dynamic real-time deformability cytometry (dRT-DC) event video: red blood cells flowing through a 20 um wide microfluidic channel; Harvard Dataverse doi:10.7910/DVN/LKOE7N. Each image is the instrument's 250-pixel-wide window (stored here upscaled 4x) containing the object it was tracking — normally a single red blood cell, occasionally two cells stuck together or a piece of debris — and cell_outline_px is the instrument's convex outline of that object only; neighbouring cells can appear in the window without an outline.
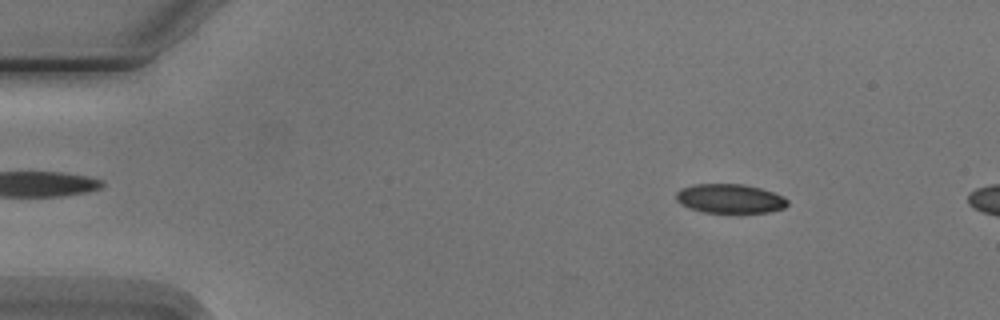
{"species": "Egyptian fruit bat (a non-hibernating species)", "species_latin": "Rousettus aegyptiacus", "temperature_condition": "cold", "stored_images_in_passage": 4, "camera_frame_rate_fps": 3000, "um_per_image_px": 0.085, "animal": {"sex": "male"}, "frame": {"image": 1, "passage_image": 2, "time_ms": 1.333, "image_size_px": [1000, 320], "cell_outline_px": [[788, 204], [784, 208], [768, 212], [704, 212], [680, 204], [676, 200], [676, 192], [680, 188], [692, 184], [744, 184], [760, 188], [784, 196], [788, 200]], "centroid_in_image_um": [62.03, 16.87], "position_along_channel_um": 23.0, "area_um2": 18.9}}